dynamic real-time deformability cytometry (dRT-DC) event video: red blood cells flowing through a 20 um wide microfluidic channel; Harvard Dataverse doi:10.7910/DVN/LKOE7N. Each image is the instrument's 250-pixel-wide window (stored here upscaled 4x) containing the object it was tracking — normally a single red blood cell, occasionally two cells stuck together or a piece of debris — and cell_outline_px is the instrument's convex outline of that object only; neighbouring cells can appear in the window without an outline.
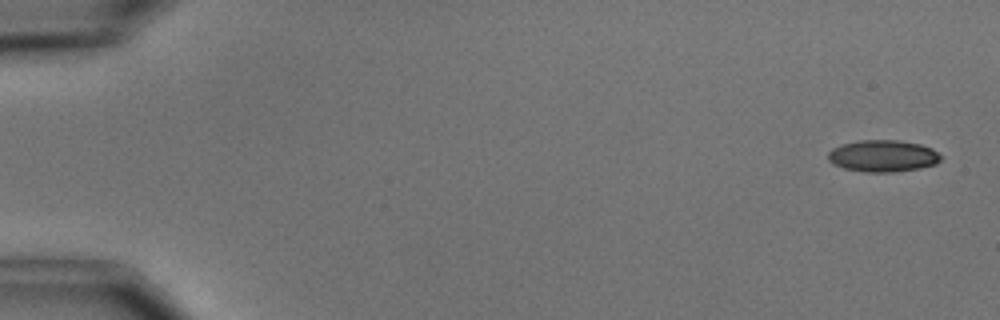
{"species": "common noctule bat (a hibernating species)", "species_latin": "Nyctalus noctula", "temperature_condition": "cold", "stored_images_in_passage": 5, "camera_frame_rate_fps": 3000, "um_per_image_px": 0.085, "animal": {"sex": "male", "body_mass_g": 15.6}, "frame": {"image": 1, "passage_image": 1, "time_ms": 0.0, "image_size_px": [1000, 320], "cell_outline_px": [[940, 160], [936, 164], [920, 168], [896, 172], [868, 172], [844, 168], [832, 164], [828, 160], [828, 152], [832, 148], [840, 144], [860, 140], [896, 140], [920, 144], [932, 148], [940, 156]], "centroid_in_image_um": [75.02, 13.25], "position_along_channel_um": 10.0, "area_um2": 20.92}}
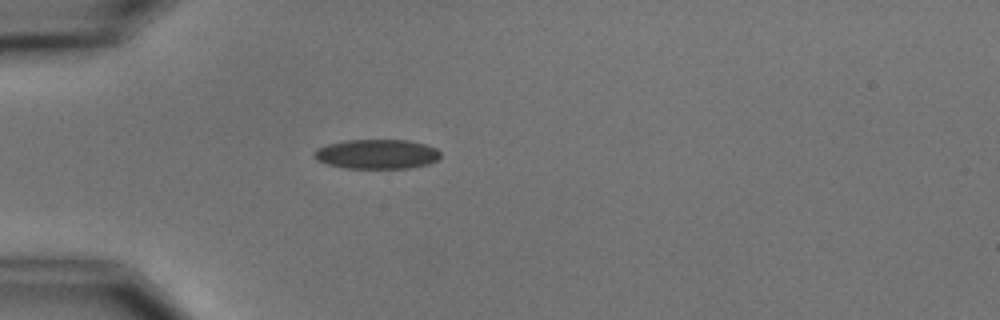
{"frame": {"image": 2, "passage_image": 5, "time_ms": 4.667, "image_size_px": [1000, 320], "cell_outline_px": [[440, 156], [436, 160], [428, 164], [412, 168], [344, 168], [328, 164], [316, 160], [312, 156], [312, 152], [316, 148], [328, 144], [344, 140], [408, 140], [424, 144], [436, 148], [440, 152]], "centroid_in_image_um": [31.99, 13.1], "position_along_channel_um": 53.0, "area_um2": 21.91}}